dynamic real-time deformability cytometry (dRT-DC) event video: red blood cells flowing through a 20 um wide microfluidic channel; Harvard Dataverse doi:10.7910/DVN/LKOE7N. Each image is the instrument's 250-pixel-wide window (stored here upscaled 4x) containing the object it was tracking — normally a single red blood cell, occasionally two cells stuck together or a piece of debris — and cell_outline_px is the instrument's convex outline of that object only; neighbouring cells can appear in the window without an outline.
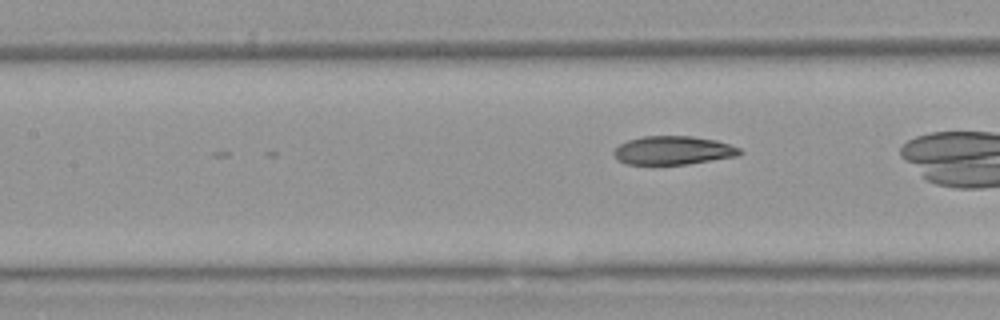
{"species": "Egyptian fruit bat (a non-hibernating species)", "species_latin": "Rousettus aegyptiacus", "temperature_condition": "warm", "stored_images_in_passage": 21, "camera_frame_rate_fps": 3000, "um_per_image_px": 0.085, "animal": {"sex": "female"}, "frame": {"image": 1, "passage_image": 21, "time_ms": 6.667, "image_size_px": [1000, 320], "cell_outline_px": [[744, 152], [740, 156], [688, 164], [628, 164], [616, 160], [612, 152], [620, 144], [628, 140], [644, 136], [692, 136], [716, 140], [740, 148]], "centroid_in_image_um": [57.24, 12.78], "position_along_channel_um": 150.2, "area_um2": 21.1}}